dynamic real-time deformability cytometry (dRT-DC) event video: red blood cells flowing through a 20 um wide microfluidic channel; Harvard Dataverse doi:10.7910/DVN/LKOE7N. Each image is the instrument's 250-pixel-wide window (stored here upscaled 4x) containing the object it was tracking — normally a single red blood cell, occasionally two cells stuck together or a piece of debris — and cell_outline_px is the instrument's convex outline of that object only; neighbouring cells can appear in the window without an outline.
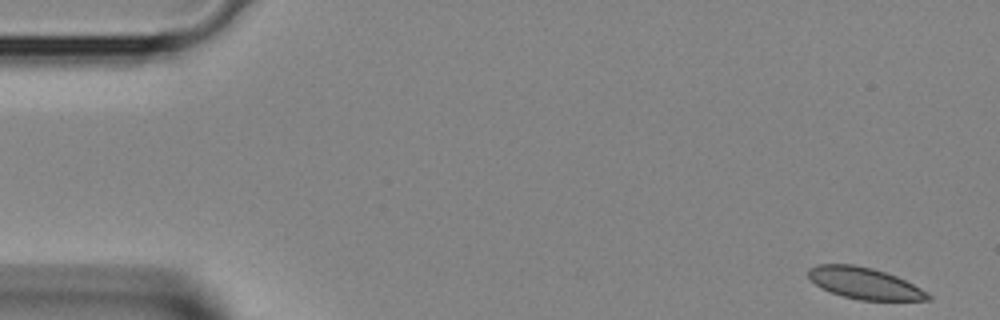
{"species": "Egyptian fruit bat (a non-hibernating species)", "species_latin": "Rousettus aegyptiacus", "temperature_condition": "room temperature", "stored_images_in_passage": 3, "camera_frame_rate_fps": 3000, "um_per_image_px": 0.085, "animal": {"sex": "female"}, "frame": {"image": 1, "passage_image": 3, "time_ms": 0.667, "image_size_px": [1000, 320], "cell_outline_px": [[932, 300], [860, 300], [844, 296], [820, 288], [808, 276], [808, 268], [816, 264], [852, 264], [872, 268], [896, 276], [928, 292], [932, 296]], "centroid_in_image_um": [73.48, 24.07], "position_along_channel_um": 11.5, "area_um2": 21.79}}